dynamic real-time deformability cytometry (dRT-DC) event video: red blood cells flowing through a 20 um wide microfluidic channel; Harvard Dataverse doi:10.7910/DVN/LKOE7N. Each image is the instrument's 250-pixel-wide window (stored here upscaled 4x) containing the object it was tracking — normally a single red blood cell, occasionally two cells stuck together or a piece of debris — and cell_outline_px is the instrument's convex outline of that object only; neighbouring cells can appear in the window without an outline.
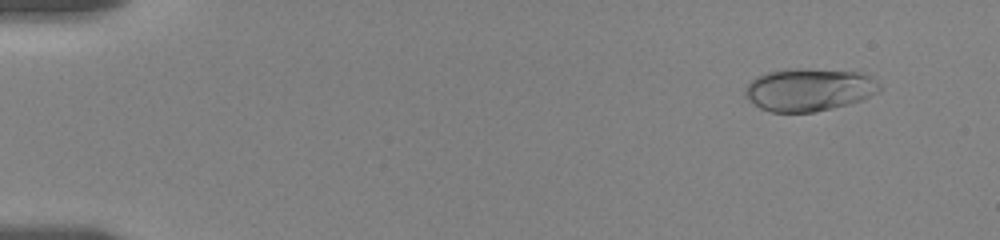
{"species": "human", "species_latin": "Homo sapiens", "temperature_condition": "room temperature", "stored_images_in_passage": 15, "camera_frame_rate_fps": 3000, "um_per_image_px": 0.085, "donor": {"sex": "female"}, "frame": {"image": 1, "passage_image": 5, "time_ms": 1.333, "image_size_px": [1000, 240], "cell_outline_px": [[880, 92], [860, 100], [832, 108], [812, 112], [772, 112], [760, 108], [748, 100], [744, 96], [744, 92], [748, 84], [756, 76], [768, 72], [788, 68], [804, 68], [856, 72], [872, 76], [880, 84]], "centroid_in_image_um": [68.75, 7.61], "position_along_channel_um": 16.3, "area_um2": 33.52}}
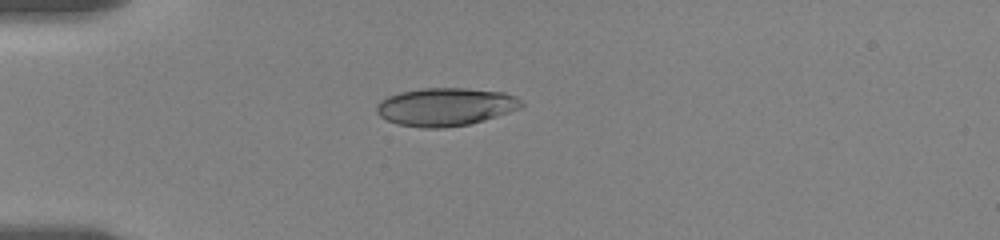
{"frame": {"image": 2, "passage_image": 12, "time_ms": 5.0, "image_size_px": [1000, 240], "cell_outline_px": [[524, 104], [520, 108], [484, 120], [468, 124], [444, 128], [424, 128], [400, 124], [388, 120], [380, 116], [376, 112], [376, 104], [380, 100], [388, 96], [400, 92], [420, 88], [468, 88], [504, 92], [516, 96], [524, 100]], "centroid_in_image_um": [37.88, 9.06], "position_along_channel_um": 47.1, "area_um2": 32.19}}
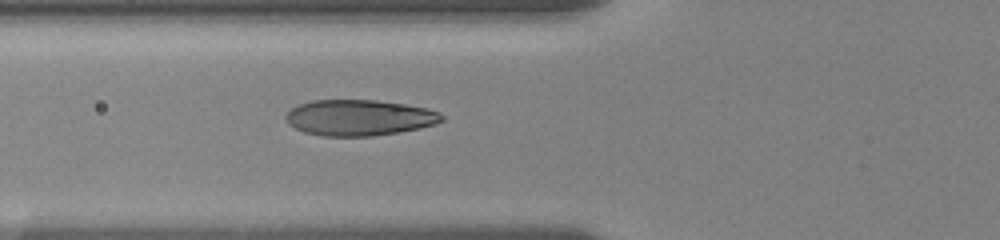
{"frame": {"image": 3, "passage_image": 15, "time_ms": 7.0, "image_size_px": [1000, 240], "cell_outline_px": [[444, 120], [436, 124], [420, 128], [372, 136], [324, 136], [304, 132], [288, 124], [284, 116], [292, 108], [300, 104], [312, 100], [376, 100], [404, 104], [428, 108], [440, 112], [444, 116]], "centroid_in_image_um": [30.55, 10.0], "position_along_channel_um": 95.2, "area_um2": 32.66}}